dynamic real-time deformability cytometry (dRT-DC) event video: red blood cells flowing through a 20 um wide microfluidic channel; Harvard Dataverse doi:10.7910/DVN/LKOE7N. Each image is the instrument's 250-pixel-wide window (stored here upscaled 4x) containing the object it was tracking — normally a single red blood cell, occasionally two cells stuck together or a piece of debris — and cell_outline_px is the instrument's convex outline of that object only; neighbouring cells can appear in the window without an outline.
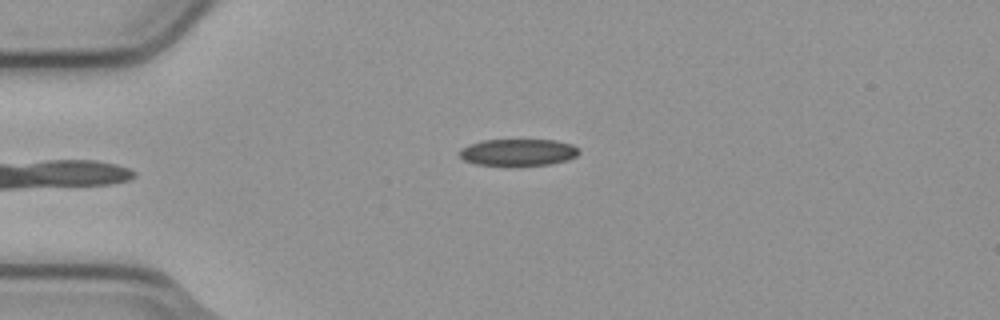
{"species": "common noctule bat (a hibernating species)", "species_latin": "Nyctalus noctula", "temperature_condition": "cold", "stored_images_in_passage": 5, "camera_frame_rate_fps": 3000, "um_per_image_px": 0.085, "animal": {"sex": "male", "body_mass_g": 23.1, "forearm_length_mm": 52.7}, "frame": {"image": 1, "passage_image": 5, "time_ms": 1.333, "image_size_px": [1000, 320], "cell_outline_px": [[580, 152], [576, 156], [568, 160], [548, 164], [476, 164], [464, 160], [460, 156], [460, 148], [468, 144], [484, 140], [556, 140], [572, 144]], "centroid_in_image_um": [44.04, 12.92], "position_along_channel_um": 41.0, "area_um2": 18.26}}